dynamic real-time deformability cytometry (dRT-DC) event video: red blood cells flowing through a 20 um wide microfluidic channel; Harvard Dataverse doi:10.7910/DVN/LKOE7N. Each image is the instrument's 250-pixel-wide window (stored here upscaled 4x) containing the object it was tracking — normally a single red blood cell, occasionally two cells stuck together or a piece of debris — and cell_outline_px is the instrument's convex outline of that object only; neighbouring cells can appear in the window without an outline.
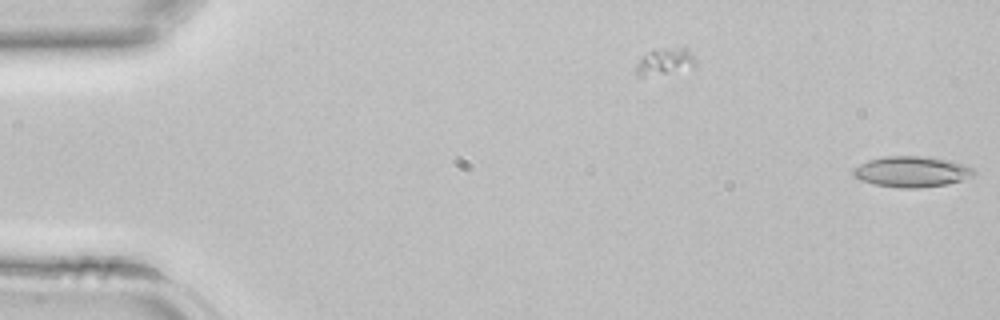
{"species": "common noctule bat (a hibernating species)", "species_latin": "Nyctalus noctula", "temperature_condition": "room temperature", "stored_images_in_passage": 5, "camera_frame_rate_fps": 3000, "um_per_image_px": 0.085, "animal": {"sex": "female", "body_mass_g": 22.7, "forearm_length_mm": 54.2}, "frame": {"image": 1, "passage_image": 5, "time_ms": 1.333, "image_size_px": [1000, 320], "cell_outline_px": [[976, 176], [948, 184], [920, 188], [896, 188], [876, 184], [860, 180], [852, 176], [852, 168], [868, 160], [884, 156], [924, 156], [952, 160], [972, 168], [976, 172]], "centroid_in_image_um": [77.5, 14.59], "position_along_channel_um": 7.5, "area_um2": 21.96}}